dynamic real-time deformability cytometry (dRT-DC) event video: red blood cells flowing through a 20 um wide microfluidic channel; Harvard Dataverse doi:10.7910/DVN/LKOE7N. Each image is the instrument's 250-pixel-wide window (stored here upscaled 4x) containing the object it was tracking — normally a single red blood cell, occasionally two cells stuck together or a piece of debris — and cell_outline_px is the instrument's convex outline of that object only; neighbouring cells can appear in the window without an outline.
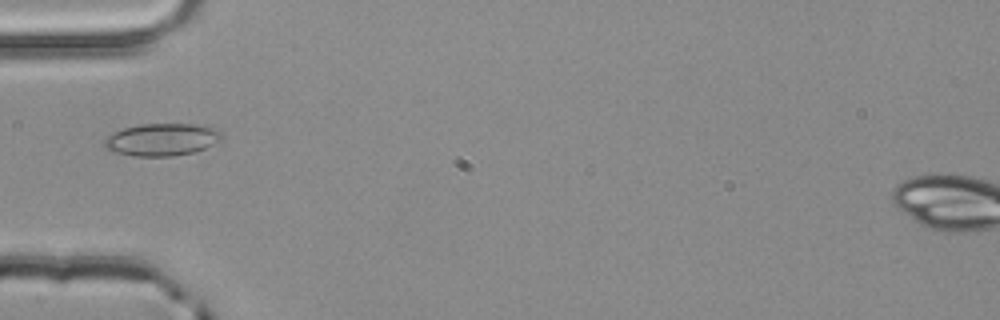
{"species": "common noctule bat (a hibernating species)", "species_latin": "Nyctalus noctula", "temperature_condition": "room temperature", "stored_images_in_passage": 2, "camera_frame_rate_fps": 3000, "um_per_image_px": 0.085, "animal": {"sex": "male", "body_mass_g": 20.4}, "frame": {"image": 1, "passage_image": 2, "time_ms": 0.333, "image_size_px": [1000, 320], "cell_outline_px": [[224, 136], [220, 140], [204, 148], [192, 152], [172, 156], [132, 156], [116, 152], [104, 148], [104, 140], [108, 136], [124, 128], [140, 124], [204, 124], [216, 128]], "centroid_in_image_um": [13.78, 11.85], "position_along_channel_um": 71.2, "area_um2": 22.08}}